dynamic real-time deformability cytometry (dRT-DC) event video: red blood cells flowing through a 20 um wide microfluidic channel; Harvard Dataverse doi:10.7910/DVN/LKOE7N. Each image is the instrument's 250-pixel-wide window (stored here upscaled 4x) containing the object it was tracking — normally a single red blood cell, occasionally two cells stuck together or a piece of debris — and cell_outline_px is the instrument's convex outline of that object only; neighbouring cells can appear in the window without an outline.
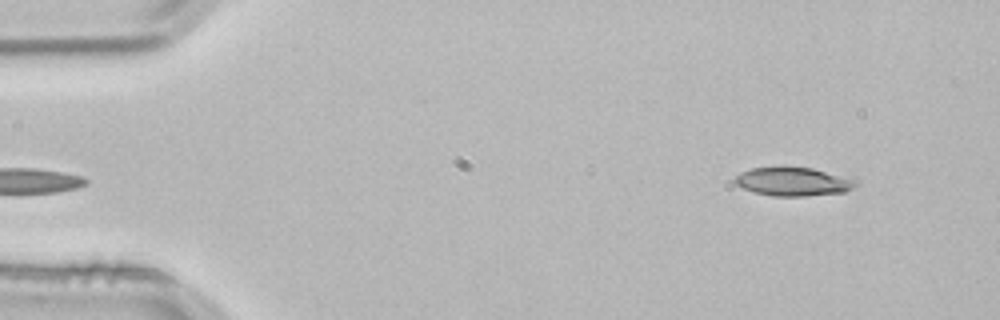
{"species": "common noctule bat (a hibernating species)", "species_latin": "Nyctalus noctula", "temperature_condition": "room temperature", "stored_images_in_passage": 3, "camera_frame_rate_fps": 3000, "um_per_image_px": 0.085, "animal": {"sex": "male", "body_mass_g": 21.5, "forearm_length_mm": 52.0}, "frame": {"image": 1, "passage_image": 3, "time_ms": 0.667, "image_size_px": [1000, 320], "cell_outline_px": [[856, 184], [852, 188], [844, 192], [804, 196], [772, 196], [756, 192], [744, 188], [736, 184], [732, 180], [740, 172], [752, 168], [780, 164], [784, 164], [812, 168], [856, 180]], "centroid_in_image_um": [67.34, 15.39], "position_along_channel_um": 17.7, "area_um2": 20.52}}